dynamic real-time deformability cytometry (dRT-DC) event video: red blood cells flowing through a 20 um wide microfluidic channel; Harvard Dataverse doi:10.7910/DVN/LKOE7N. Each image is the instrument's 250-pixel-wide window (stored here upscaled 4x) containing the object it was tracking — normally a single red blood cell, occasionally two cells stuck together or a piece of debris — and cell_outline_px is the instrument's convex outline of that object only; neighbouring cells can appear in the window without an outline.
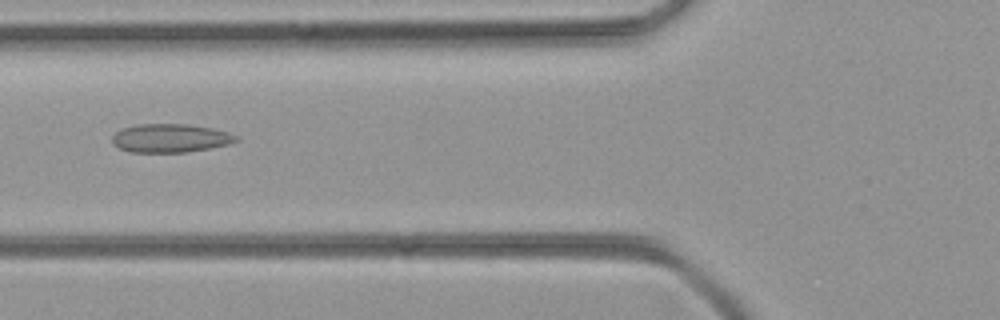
{"species": "common noctule bat (a hibernating species)", "species_latin": "Nyctalus noctula", "temperature_condition": "room temperature", "stored_images_in_passage": 29, "camera_frame_rate_fps": 3000, "um_per_image_px": 0.085, "animal": {"sex": "female", "body_mass_g": 21.9}, "frame": {"image": 1, "passage_image": 5, "time_ms": 1.333, "image_size_px": [1000, 320], "cell_outline_px": [[240, 140], [228, 144], [208, 148], [184, 152], [132, 152], [120, 148], [112, 144], [112, 136], [116, 132], [124, 128], [136, 124], [188, 124], [212, 128], [228, 132], [236, 136]], "centroid_in_image_um": [14.47, 11.73], "position_along_channel_um": 111.3, "area_um2": 20.46}}
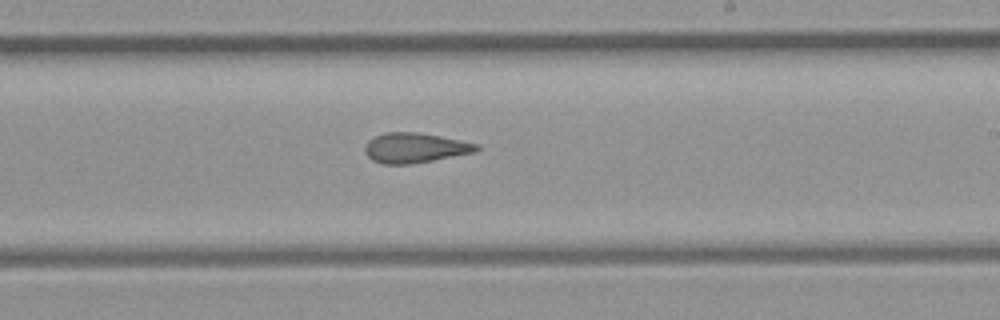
{"frame": {"image": 2, "passage_image": 15, "time_ms": 4.667, "image_size_px": [1000, 320], "cell_outline_px": [[480, 148], [472, 152], [432, 160], [408, 164], [380, 164], [372, 160], [364, 152], [364, 148], [368, 140], [384, 132], [416, 132], [440, 136], [480, 144]], "centroid_in_image_um": [35.22, 12.56], "position_along_channel_um": 253.8, "area_um2": 19.31}}
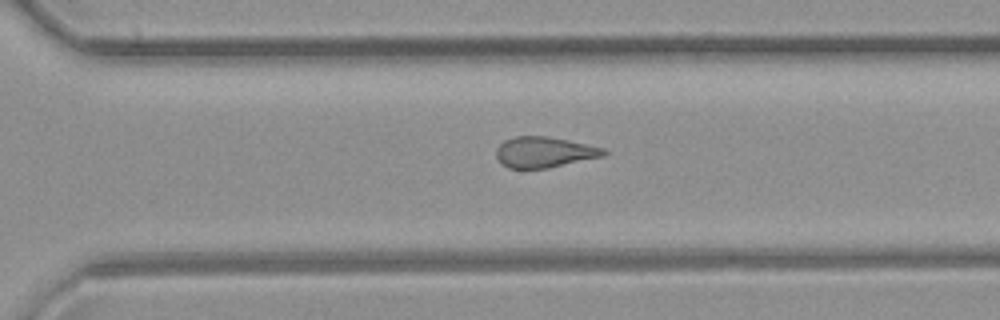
{"frame": {"image": 3, "passage_image": 20, "time_ms": 6.333, "image_size_px": [1000, 320], "cell_outline_px": [[608, 152], [604, 156], [548, 168], [508, 168], [500, 164], [496, 156], [496, 148], [504, 140], [516, 136], [548, 136], [568, 140], [604, 148]], "centroid_in_image_um": [46.24, 12.93], "position_along_channel_um": 324.4, "area_um2": 19.31}}